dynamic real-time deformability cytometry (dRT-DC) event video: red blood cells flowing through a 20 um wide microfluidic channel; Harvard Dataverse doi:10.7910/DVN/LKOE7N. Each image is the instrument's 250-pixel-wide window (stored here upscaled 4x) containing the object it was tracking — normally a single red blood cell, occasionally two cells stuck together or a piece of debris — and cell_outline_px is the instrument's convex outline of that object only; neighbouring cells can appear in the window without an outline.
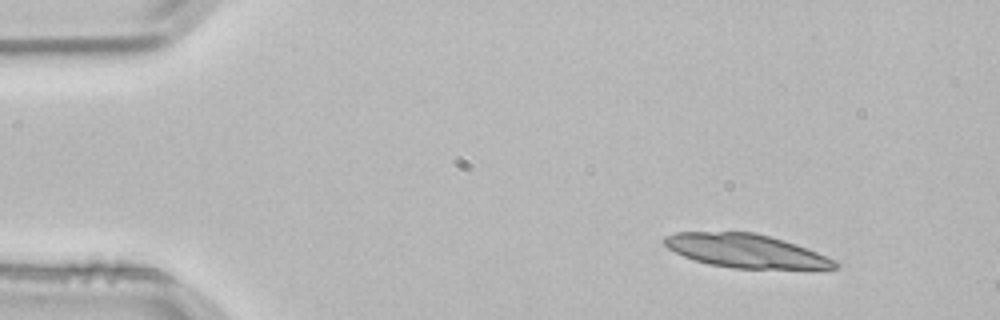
{"species": "common noctule bat (a hibernating species)", "species_latin": "Nyctalus noctula", "temperature_condition": "room temperature", "stored_images_in_passage": 4, "segment_of_instrument_passage": [2, 2], "camera_frame_rate_fps": 3000, "um_per_image_px": 0.085, "animal": {"sex": "male", "body_mass_g": 21.5, "forearm_length_mm": 52.0}, "frame": {"image": 1, "passage_image": 4, "time_ms": 1.0, "image_size_px": [1000, 320], "cell_outline_px": [[840, 264], [836, 268], [732, 268], [708, 264], [684, 256], [668, 248], [660, 240], [664, 236], [676, 232], [756, 232], [784, 240], [796, 244], [836, 260]], "centroid_in_image_um": [63.35, 21.31], "position_along_channel_um": 21.7, "area_um2": 33.12}}